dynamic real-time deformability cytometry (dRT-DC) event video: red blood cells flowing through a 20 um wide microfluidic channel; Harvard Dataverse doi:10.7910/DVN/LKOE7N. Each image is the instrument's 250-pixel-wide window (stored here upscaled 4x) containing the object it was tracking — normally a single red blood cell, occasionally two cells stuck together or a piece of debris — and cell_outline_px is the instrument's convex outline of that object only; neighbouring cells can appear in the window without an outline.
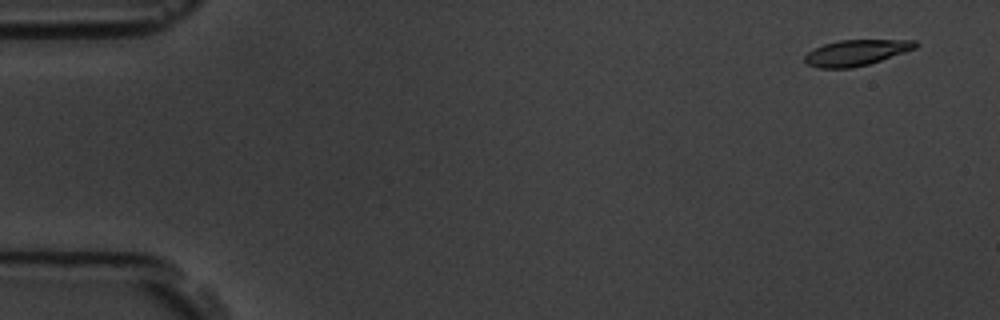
{"species": "common noctule bat (a hibernating species)", "species_latin": "Nyctalus noctula", "temperature_condition": "room temperature", "stored_images_in_passage": 5, "camera_frame_rate_fps": 3000, "um_per_image_px": 0.085, "animal": {"sex": "male", "body_mass_g": 19.5, "forearm_length_mm": 54.6}, "frame": {"image": 1, "passage_image": 1, "time_ms": 0.0, "image_size_px": [1000, 320], "cell_outline_px": [[920, 44], [916, 48], [868, 64], [852, 68], [820, 68], [808, 64], [804, 60], [804, 56], [808, 52], [824, 44], [840, 40], [916, 40]], "centroid_in_image_um": [72.79, 4.47], "position_along_channel_um": 12.2, "area_um2": 16.47}}
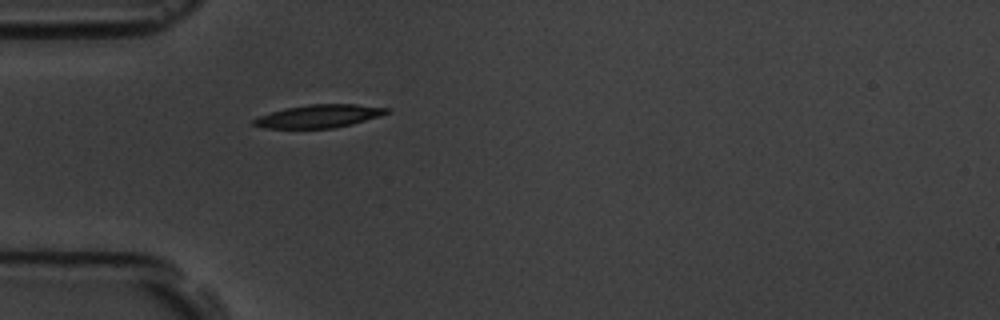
{"frame": {"image": 2, "passage_image": 5, "time_ms": 4.667, "image_size_px": [1000, 320], "cell_outline_px": [[392, 112], [380, 116], [352, 124], [332, 128], [264, 128], [252, 124], [252, 120], [260, 116], [284, 108], [308, 104], [356, 104], [392, 108]], "centroid_in_image_um": [27.17, 9.86], "position_along_channel_um": 57.8, "area_um2": 17.92}}